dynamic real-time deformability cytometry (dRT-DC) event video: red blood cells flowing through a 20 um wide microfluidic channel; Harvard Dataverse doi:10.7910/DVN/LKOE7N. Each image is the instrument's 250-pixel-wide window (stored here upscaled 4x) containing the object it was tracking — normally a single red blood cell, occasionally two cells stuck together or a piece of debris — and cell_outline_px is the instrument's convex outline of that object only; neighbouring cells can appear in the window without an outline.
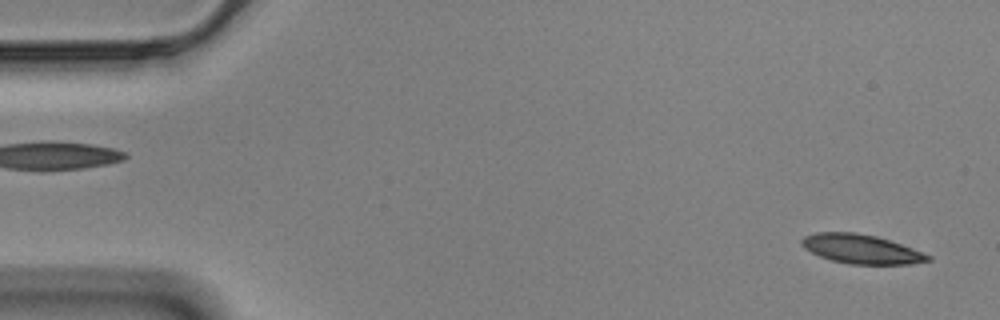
{"species": "Egyptian fruit bat (a non-hibernating species)", "species_latin": "Rousettus aegyptiacus", "temperature_condition": "cold", "stored_images_in_passage": 56, "camera_frame_rate_fps": 3000, "um_per_image_px": 0.085, "animal": {"sex": "male"}, "frame": {"image": 1, "passage_image": 2, "time_ms": 0.333, "image_size_px": [1000, 320], "cell_outline_px": [[932, 260], [908, 264], [848, 264], [832, 260], [820, 256], [804, 248], [800, 244], [800, 240], [804, 236], [816, 232], [856, 232], [876, 236], [900, 244], [932, 256]], "centroid_in_image_um": [73.17, 21.16], "position_along_channel_um": 11.8, "area_um2": 21.33}}
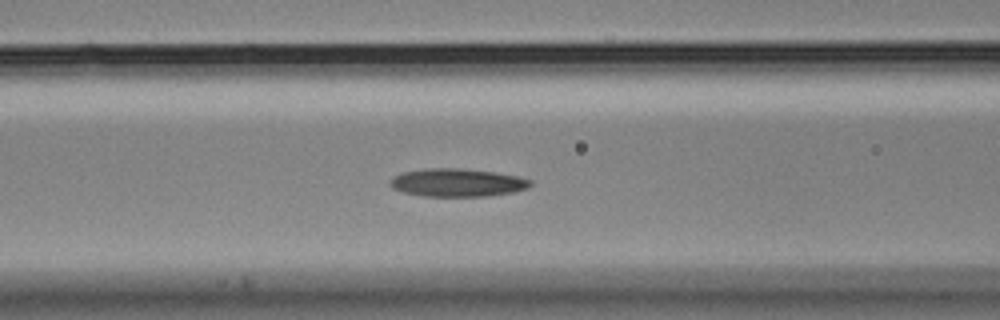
{"frame": {"image": 2, "passage_image": 22, "time_ms": 7.0, "image_size_px": [1000, 320], "cell_outline_px": [[532, 184], [528, 188], [512, 192], [488, 196], [424, 196], [404, 192], [392, 188], [392, 180], [396, 176], [404, 172], [424, 168], [460, 168], [496, 172], [520, 176], [532, 180]], "centroid_in_image_um": [38.95, 15.51], "position_along_channel_um": 127.7, "area_um2": 22.83}}
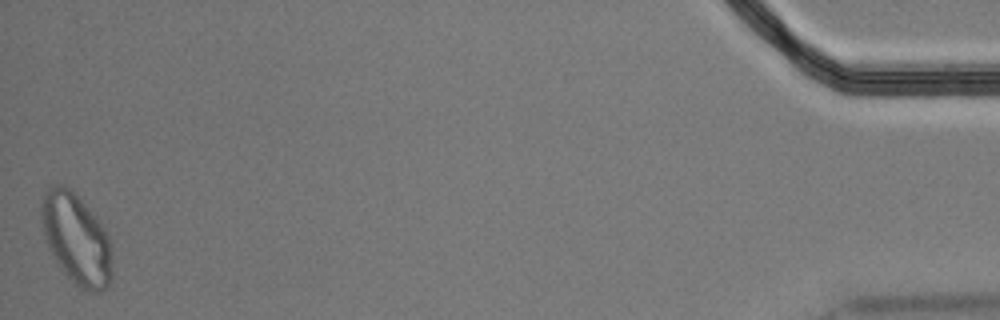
{"frame": {"image": 3, "passage_image": 56, "time_ms": 18.333, "image_size_px": [1000, 320], "cell_outline_px": [[112, 280], [108, 288], [100, 292], [92, 292], [80, 288], [64, 272], [52, 256], [48, 248], [44, 236], [40, 216], [40, 204], [44, 192], [52, 184], [60, 184], [72, 188], [96, 216], [108, 232], [112, 252]], "centroid_in_image_um": [6.5, 20.28], "position_along_channel_um": 428.7, "area_um2": 38.26}, "authors_computed_cell_mechanics": {"area_um2": 22.5709, "velocity_mm_per_s": 3.4851, "shape_relaxation_time_tau1_ms": 8.9581, "shape_relaxation_time_tau2_ms": null, "deformation_change_tau1": 0.1457, "deformation_change_tau2": null}}